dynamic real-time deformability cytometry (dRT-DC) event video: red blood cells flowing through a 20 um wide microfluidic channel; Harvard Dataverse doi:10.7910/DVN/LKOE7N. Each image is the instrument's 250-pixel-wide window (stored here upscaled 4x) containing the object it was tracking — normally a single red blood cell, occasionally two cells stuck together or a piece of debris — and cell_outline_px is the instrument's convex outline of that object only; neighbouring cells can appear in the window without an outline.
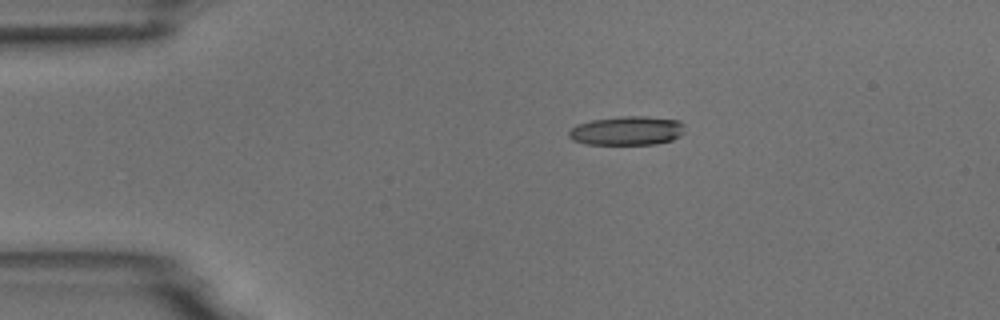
{"species": "common noctule bat (a hibernating species)", "species_latin": "Nyctalus noctula", "temperature_condition": "room temperature", "stored_images_in_passage": 4, "camera_frame_rate_fps": 3000, "um_per_image_px": 0.085, "animal": {"sex": "male", "body_mass_g": 18.8}, "frame": {"image": 1, "passage_image": 4, "time_ms": 3.667, "image_size_px": [1000, 320], "cell_outline_px": [[684, 132], [680, 136], [672, 140], [656, 144], [588, 144], [572, 140], [568, 136], [568, 132], [576, 124], [592, 120], [624, 116], [648, 116], [680, 120], [684, 124]], "centroid_in_image_um": [53.32, 11.1], "position_along_channel_um": 31.7, "area_um2": 19.71}}